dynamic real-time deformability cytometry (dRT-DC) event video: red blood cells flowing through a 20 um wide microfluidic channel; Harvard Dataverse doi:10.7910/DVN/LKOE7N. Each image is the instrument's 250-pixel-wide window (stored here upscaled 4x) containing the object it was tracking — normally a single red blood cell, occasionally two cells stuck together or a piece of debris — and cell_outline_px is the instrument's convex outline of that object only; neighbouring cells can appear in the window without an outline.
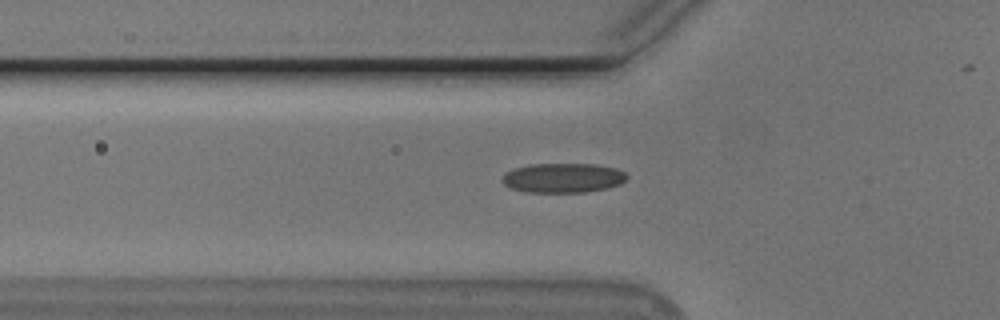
{"species": "Egyptian fruit bat (a non-hibernating species)", "species_latin": "Rousettus aegyptiacus", "temperature_condition": "cold", "stored_images_in_passage": 37, "camera_frame_rate_fps": 3000, "um_per_image_px": 0.085, "animal": {"sex": "male"}, "frame": {"image": 1, "passage_image": 9, "time_ms": 2.667, "image_size_px": [1000, 320], "cell_outline_px": [[628, 176], [620, 184], [608, 188], [584, 192], [524, 192], [508, 188], [500, 180], [504, 172], [516, 168], [532, 164], [596, 164], [616, 168], [624, 172]], "centroid_in_image_um": [47.82, 15.12], "position_along_channel_um": 78.0, "area_um2": 21.62}}
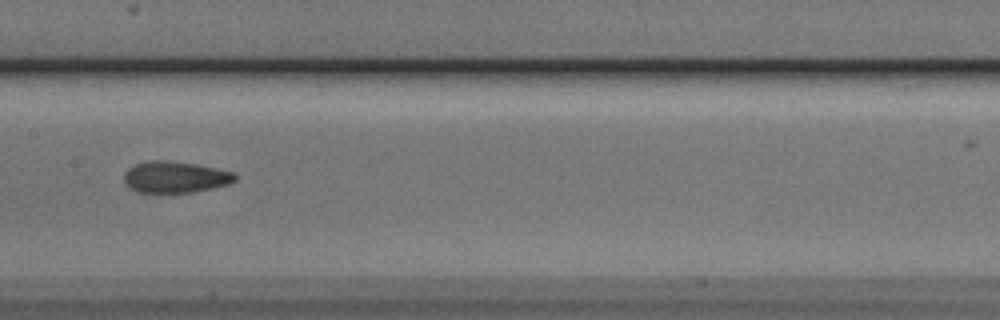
{"frame": {"image": 2, "passage_image": 18, "time_ms": 5.667, "image_size_px": [1000, 320], "cell_outline_px": [[236, 180], [228, 184], [212, 188], [192, 192], [136, 192], [128, 188], [124, 184], [124, 172], [128, 168], [136, 164], [148, 160], [168, 160], [196, 164], [216, 168], [232, 172], [236, 176]], "centroid_in_image_um": [14.84, 15.04], "position_along_channel_um": 192.6, "area_um2": 20.4}}
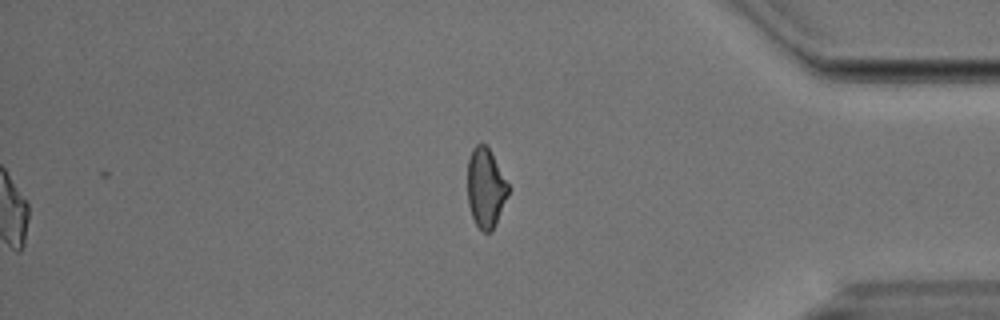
{"frame": {"image": 3, "passage_image": 36, "time_ms": 11.667, "image_size_px": [1000, 320], "cell_outline_px": [[508, 192], [496, 224], [492, 232], [484, 232], [476, 224], [472, 216], [468, 204], [468, 160], [472, 148], [476, 144], [484, 144], [488, 148], [508, 184]], "centroid_in_image_um": [41.26, 15.99], "position_along_channel_um": 393.9, "area_um2": 18.44}}